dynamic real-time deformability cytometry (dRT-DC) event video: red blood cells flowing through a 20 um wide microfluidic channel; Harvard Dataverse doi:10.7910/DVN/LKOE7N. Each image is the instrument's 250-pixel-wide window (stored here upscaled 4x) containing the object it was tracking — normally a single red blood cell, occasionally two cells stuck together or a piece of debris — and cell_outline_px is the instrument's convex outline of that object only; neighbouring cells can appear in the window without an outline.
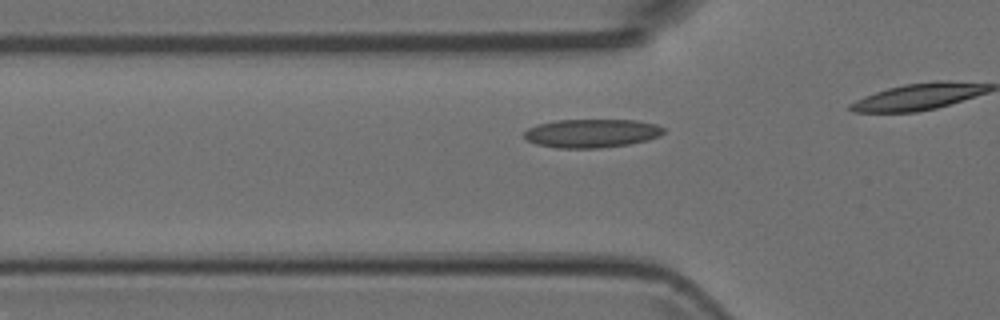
{"species": "Egyptian fruit bat (a non-hibernating species)", "species_latin": "Rousettus aegyptiacus", "temperature_condition": "room temperature", "stored_images_in_passage": 12, "camera_frame_rate_fps": 3000, "um_per_image_px": 0.085, "animal": {"sex": "female"}, "frame": {"image": 1, "passage_image": 7, "time_ms": 2.0, "image_size_px": [1000, 320], "cell_outline_px": [[664, 132], [660, 136], [648, 140], [628, 144], [600, 148], [556, 148], [536, 144], [528, 140], [524, 136], [524, 132], [528, 128], [536, 124], [556, 120], [636, 120], [656, 124], [664, 128]], "centroid_in_image_um": [50.29, 11.33], "position_along_channel_um": 75.5, "area_um2": 23.29}}
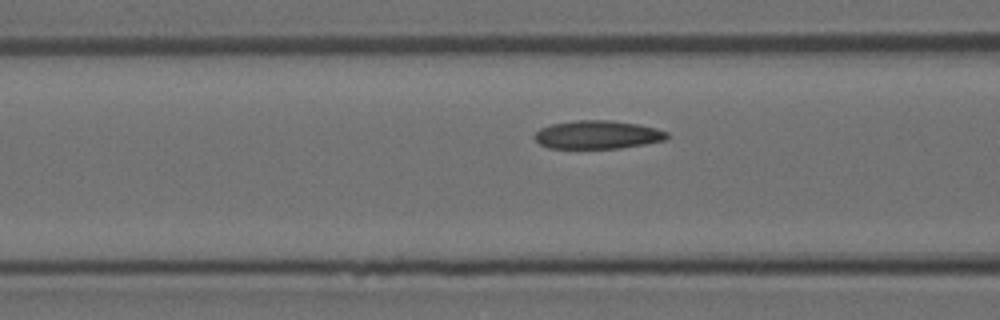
{"frame": {"image": 2, "passage_image": 10, "time_ms": 3.0, "image_size_px": [1000, 320], "cell_outline_px": [[668, 136], [664, 140], [644, 144], [620, 148], [548, 148], [540, 144], [532, 136], [540, 128], [552, 124], [576, 120], [612, 120], [636, 124], [656, 128], [668, 132]], "centroid_in_image_um": [50.76, 11.45], "position_along_channel_um": 115.8, "area_um2": 21.79}}